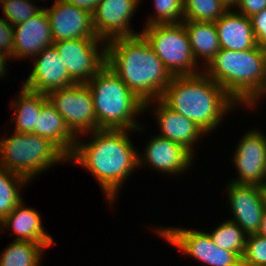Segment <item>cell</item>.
<instances>
[{
    "mask_svg": "<svg viewBox=\"0 0 266 266\" xmlns=\"http://www.w3.org/2000/svg\"><path fill=\"white\" fill-rule=\"evenodd\" d=\"M105 46L106 64L145 103L144 109L161 98L173 76L141 34L114 38Z\"/></svg>",
    "mask_w": 266,
    "mask_h": 266,
    "instance_id": "6da1fadb",
    "label": "cell"
},
{
    "mask_svg": "<svg viewBox=\"0 0 266 266\" xmlns=\"http://www.w3.org/2000/svg\"><path fill=\"white\" fill-rule=\"evenodd\" d=\"M127 131V132H126ZM92 140L79 142L68 158L83 165L96 178L109 202L115 201L123 181L138 168L137 149L128 137V130L100 129L92 131Z\"/></svg>",
    "mask_w": 266,
    "mask_h": 266,
    "instance_id": "7a4b0ae2",
    "label": "cell"
},
{
    "mask_svg": "<svg viewBox=\"0 0 266 266\" xmlns=\"http://www.w3.org/2000/svg\"><path fill=\"white\" fill-rule=\"evenodd\" d=\"M160 100L173 111L192 120L202 131L215 130L237 102L204 72L173 76Z\"/></svg>",
    "mask_w": 266,
    "mask_h": 266,
    "instance_id": "3957f363",
    "label": "cell"
},
{
    "mask_svg": "<svg viewBox=\"0 0 266 266\" xmlns=\"http://www.w3.org/2000/svg\"><path fill=\"white\" fill-rule=\"evenodd\" d=\"M205 69V70H204ZM203 69L236 102L247 104L261 89L266 73L263 47L248 50L220 49Z\"/></svg>",
    "mask_w": 266,
    "mask_h": 266,
    "instance_id": "277c9868",
    "label": "cell"
},
{
    "mask_svg": "<svg viewBox=\"0 0 266 266\" xmlns=\"http://www.w3.org/2000/svg\"><path fill=\"white\" fill-rule=\"evenodd\" d=\"M86 85L93 97L97 130H142L134 118L144 112L145 103L107 64Z\"/></svg>",
    "mask_w": 266,
    "mask_h": 266,
    "instance_id": "5b68a950",
    "label": "cell"
},
{
    "mask_svg": "<svg viewBox=\"0 0 266 266\" xmlns=\"http://www.w3.org/2000/svg\"><path fill=\"white\" fill-rule=\"evenodd\" d=\"M67 159L54 143L34 133L14 130L13 136L0 139V167L13 171L28 181L50 166Z\"/></svg>",
    "mask_w": 266,
    "mask_h": 266,
    "instance_id": "8992f818",
    "label": "cell"
},
{
    "mask_svg": "<svg viewBox=\"0 0 266 266\" xmlns=\"http://www.w3.org/2000/svg\"><path fill=\"white\" fill-rule=\"evenodd\" d=\"M140 34L172 76L200 73L183 23L146 25Z\"/></svg>",
    "mask_w": 266,
    "mask_h": 266,
    "instance_id": "52a82bcc",
    "label": "cell"
},
{
    "mask_svg": "<svg viewBox=\"0 0 266 266\" xmlns=\"http://www.w3.org/2000/svg\"><path fill=\"white\" fill-rule=\"evenodd\" d=\"M56 111L63 116L70 131L76 134H88L97 131V120L94 111L91 90L86 83H76L61 88L47 95Z\"/></svg>",
    "mask_w": 266,
    "mask_h": 266,
    "instance_id": "ba28073f",
    "label": "cell"
},
{
    "mask_svg": "<svg viewBox=\"0 0 266 266\" xmlns=\"http://www.w3.org/2000/svg\"><path fill=\"white\" fill-rule=\"evenodd\" d=\"M99 42L100 44L104 42L102 45H106V42L100 38H78L53 42L69 76L76 83L90 81L106 64V46L102 47V51L98 50Z\"/></svg>",
    "mask_w": 266,
    "mask_h": 266,
    "instance_id": "9c48e42d",
    "label": "cell"
},
{
    "mask_svg": "<svg viewBox=\"0 0 266 266\" xmlns=\"http://www.w3.org/2000/svg\"><path fill=\"white\" fill-rule=\"evenodd\" d=\"M158 234L183 253L209 266H241V258L234 252L216 246L208 233L185 228L157 229Z\"/></svg>",
    "mask_w": 266,
    "mask_h": 266,
    "instance_id": "30bf717a",
    "label": "cell"
},
{
    "mask_svg": "<svg viewBox=\"0 0 266 266\" xmlns=\"http://www.w3.org/2000/svg\"><path fill=\"white\" fill-rule=\"evenodd\" d=\"M235 151L233 161L239 177L231 182L265 184L266 136L259 130H250L242 137Z\"/></svg>",
    "mask_w": 266,
    "mask_h": 266,
    "instance_id": "8fae6325",
    "label": "cell"
},
{
    "mask_svg": "<svg viewBox=\"0 0 266 266\" xmlns=\"http://www.w3.org/2000/svg\"><path fill=\"white\" fill-rule=\"evenodd\" d=\"M49 17L54 42L78 38H98L92 13L64 0H55L51 8H45Z\"/></svg>",
    "mask_w": 266,
    "mask_h": 266,
    "instance_id": "7c38bea8",
    "label": "cell"
},
{
    "mask_svg": "<svg viewBox=\"0 0 266 266\" xmlns=\"http://www.w3.org/2000/svg\"><path fill=\"white\" fill-rule=\"evenodd\" d=\"M33 59L35 61L32 72L23 83L25 89L48 95L52 91L76 84L69 76L54 45L44 48Z\"/></svg>",
    "mask_w": 266,
    "mask_h": 266,
    "instance_id": "4fadbf2b",
    "label": "cell"
},
{
    "mask_svg": "<svg viewBox=\"0 0 266 266\" xmlns=\"http://www.w3.org/2000/svg\"><path fill=\"white\" fill-rule=\"evenodd\" d=\"M139 2L140 0H101L92 14L97 37L107 42L118 37L140 34L129 28V21Z\"/></svg>",
    "mask_w": 266,
    "mask_h": 266,
    "instance_id": "5bb4252c",
    "label": "cell"
},
{
    "mask_svg": "<svg viewBox=\"0 0 266 266\" xmlns=\"http://www.w3.org/2000/svg\"><path fill=\"white\" fill-rule=\"evenodd\" d=\"M233 218L247 234L257 233L265 212L259 185L229 183L227 187Z\"/></svg>",
    "mask_w": 266,
    "mask_h": 266,
    "instance_id": "9a60e30c",
    "label": "cell"
},
{
    "mask_svg": "<svg viewBox=\"0 0 266 266\" xmlns=\"http://www.w3.org/2000/svg\"><path fill=\"white\" fill-rule=\"evenodd\" d=\"M153 137L148 142L149 144L147 143L145 153H143L144 157L142 158L138 154L139 167L141 164L149 163V166L151 165L153 169L155 167L157 171L178 174L184 172L191 165L194 155L183 145L159 135Z\"/></svg>",
    "mask_w": 266,
    "mask_h": 266,
    "instance_id": "2e32d148",
    "label": "cell"
},
{
    "mask_svg": "<svg viewBox=\"0 0 266 266\" xmlns=\"http://www.w3.org/2000/svg\"><path fill=\"white\" fill-rule=\"evenodd\" d=\"M53 42L49 17L42 8L27 21L14 26V59L35 58Z\"/></svg>",
    "mask_w": 266,
    "mask_h": 266,
    "instance_id": "e0dca14e",
    "label": "cell"
},
{
    "mask_svg": "<svg viewBox=\"0 0 266 266\" xmlns=\"http://www.w3.org/2000/svg\"><path fill=\"white\" fill-rule=\"evenodd\" d=\"M215 25L221 49L241 51L257 46L249 17L229 9L215 22Z\"/></svg>",
    "mask_w": 266,
    "mask_h": 266,
    "instance_id": "ac0fdd59",
    "label": "cell"
},
{
    "mask_svg": "<svg viewBox=\"0 0 266 266\" xmlns=\"http://www.w3.org/2000/svg\"><path fill=\"white\" fill-rule=\"evenodd\" d=\"M156 101L157 110L155 112L161 131L159 136L183 145L194 154V149H192L195 144L194 142L200 139L199 137L205 132L202 131L192 120L173 111L160 99H157Z\"/></svg>",
    "mask_w": 266,
    "mask_h": 266,
    "instance_id": "d6986e66",
    "label": "cell"
},
{
    "mask_svg": "<svg viewBox=\"0 0 266 266\" xmlns=\"http://www.w3.org/2000/svg\"><path fill=\"white\" fill-rule=\"evenodd\" d=\"M31 133L50 140L68 158L76 146L77 136L70 131L63 116L56 111L48 99L41 105L37 126Z\"/></svg>",
    "mask_w": 266,
    "mask_h": 266,
    "instance_id": "ffe728a7",
    "label": "cell"
},
{
    "mask_svg": "<svg viewBox=\"0 0 266 266\" xmlns=\"http://www.w3.org/2000/svg\"><path fill=\"white\" fill-rule=\"evenodd\" d=\"M23 200L9 213L1 223V227H10L17 234L15 240L42 243L47 247L52 246V237L44 231L41 217L36 210L26 208Z\"/></svg>",
    "mask_w": 266,
    "mask_h": 266,
    "instance_id": "44dd1931",
    "label": "cell"
},
{
    "mask_svg": "<svg viewBox=\"0 0 266 266\" xmlns=\"http://www.w3.org/2000/svg\"><path fill=\"white\" fill-rule=\"evenodd\" d=\"M182 23L186 28L195 61L202 57L204 64L208 65L221 49L215 23L200 21Z\"/></svg>",
    "mask_w": 266,
    "mask_h": 266,
    "instance_id": "7402d4cb",
    "label": "cell"
},
{
    "mask_svg": "<svg viewBox=\"0 0 266 266\" xmlns=\"http://www.w3.org/2000/svg\"><path fill=\"white\" fill-rule=\"evenodd\" d=\"M18 100L12 102L14 115L15 131L31 133L37 126L38 115L41 111V105L48 99L47 95L39 92H33L22 87Z\"/></svg>",
    "mask_w": 266,
    "mask_h": 266,
    "instance_id": "603a6c76",
    "label": "cell"
},
{
    "mask_svg": "<svg viewBox=\"0 0 266 266\" xmlns=\"http://www.w3.org/2000/svg\"><path fill=\"white\" fill-rule=\"evenodd\" d=\"M42 243L14 240L0 256V266H41Z\"/></svg>",
    "mask_w": 266,
    "mask_h": 266,
    "instance_id": "cb8c5ba5",
    "label": "cell"
},
{
    "mask_svg": "<svg viewBox=\"0 0 266 266\" xmlns=\"http://www.w3.org/2000/svg\"><path fill=\"white\" fill-rule=\"evenodd\" d=\"M28 180L13 171L0 167V220L2 221L23 200L21 187Z\"/></svg>",
    "mask_w": 266,
    "mask_h": 266,
    "instance_id": "d4e9b609",
    "label": "cell"
},
{
    "mask_svg": "<svg viewBox=\"0 0 266 266\" xmlns=\"http://www.w3.org/2000/svg\"><path fill=\"white\" fill-rule=\"evenodd\" d=\"M208 234L216 246L234 252L242 258L248 235L237 223L226 220Z\"/></svg>",
    "mask_w": 266,
    "mask_h": 266,
    "instance_id": "484cf974",
    "label": "cell"
},
{
    "mask_svg": "<svg viewBox=\"0 0 266 266\" xmlns=\"http://www.w3.org/2000/svg\"><path fill=\"white\" fill-rule=\"evenodd\" d=\"M227 10L219 0H184V21L215 23Z\"/></svg>",
    "mask_w": 266,
    "mask_h": 266,
    "instance_id": "4316f807",
    "label": "cell"
},
{
    "mask_svg": "<svg viewBox=\"0 0 266 266\" xmlns=\"http://www.w3.org/2000/svg\"><path fill=\"white\" fill-rule=\"evenodd\" d=\"M154 3L156 12L154 15L156 16H150L146 25L182 23L184 21V0H154Z\"/></svg>",
    "mask_w": 266,
    "mask_h": 266,
    "instance_id": "83f0119b",
    "label": "cell"
},
{
    "mask_svg": "<svg viewBox=\"0 0 266 266\" xmlns=\"http://www.w3.org/2000/svg\"><path fill=\"white\" fill-rule=\"evenodd\" d=\"M33 0H9L1 4L5 19L14 27L27 21L42 8L34 6Z\"/></svg>",
    "mask_w": 266,
    "mask_h": 266,
    "instance_id": "f1b7e54d",
    "label": "cell"
},
{
    "mask_svg": "<svg viewBox=\"0 0 266 266\" xmlns=\"http://www.w3.org/2000/svg\"><path fill=\"white\" fill-rule=\"evenodd\" d=\"M241 266H266V238L257 233L249 234L241 258Z\"/></svg>",
    "mask_w": 266,
    "mask_h": 266,
    "instance_id": "f546056e",
    "label": "cell"
},
{
    "mask_svg": "<svg viewBox=\"0 0 266 266\" xmlns=\"http://www.w3.org/2000/svg\"><path fill=\"white\" fill-rule=\"evenodd\" d=\"M0 50L14 59V27L3 17L0 18Z\"/></svg>",
    "mask_w": 266,
    "mask_h": 266,
    "instance_id": "4dcf8cb0",
    "label": "cell"
},
{
    "mask_svg": "<svg viewBox=\"0 0 266 266\" xmlns=\"http://www.w3.org/2000/svg\"><path fill=\"white\" fill-rule=\"evenodd\" d=\"M257 45L266 44V8L250 17Z\"/></svg>",
    "mask_w": 266,
    "mask_h": 266,
    "instance_id": "1f68e13d",
    "label": "cell"
},
{
    "mask_svg": "<svg viewBox=\"0 0 266 266\" xmlns=\"http://www.w3.org/2000/svg\"><path fill=\"white\" fill-rule=\"evenodd\" d=\"M235 6L240 9L237 12L250 18L266 8V0H237Z\"/></svg>",
    "mask_w": 266,
    "mask_h": 266,
    "instance_id": "d6a6232c",
    "label": "cell"
},
{
    "mask_svg": "<svg viewBox=\"0 0 266 266\" xmlns=\"http://www.w3.org/2000/svg\"><path fill=\"white\" fill-rule=\"evenodd\" d=\"M78 8L85 9L93 14L101 0H64Z\"/></svg>",
    "mask_w": 266,
    "mask_h": 266,
    "instance_id": "836d02e7",
    "label": "cell"
},
{
    "mask_svg": "<svg viewBox=\"0 0 266 266\" xmlns=\"http://www.w3.org/2000/svg\"><path fill=\"white\" fill-rule=\"evenodd\" d=\"M266 94V73H265V80L264 83L261 87V89L257 92V94L246 104V106L248 105L249 107L253 105L256 106V104L258 103L257 99H259L261 96H265Z\"/></svg>",
    "mask_w": 266,
    "mask_h": 266,
    "instance_id": "e575fe53",
    "label": "cell"
},
{
    "mask_svg": "<svg viewBox=\"0 0 266 266\" xmlns=\"http://www.w3.org/2000/svg\"><path fill=\"white\" fill-rule=\"evenodd\" d=\"M10 57L0 50V77H3L6 73V61Z\"/></svg>",
    "mask_w": 266,
    "mask_h": 266,
    "instance_id": "d590c367",
    "label": "cell"
},
{
    "mask_svg": "<svg viewBox=\"0 0 266 266\" xmlns=\"http://www.w3.org/2000/svg\"><path fill=\"white\" fill-rule=\"evenodd\" d=\"M257 234L266 238V211L263 213L262 221H261L260 228Z\"/></svg>",
    "mask_w": 266,
    "mask_h": 266,
    "instance_id": "8d00e7d4",
    "label": "cell"
},
{
    "mask_svg": "<svg viewBox=\"0 0 266 266\" xmlns=\"http://www.w3.org/2000/svg\"><path fill=\"white\" fill-rule=\"evenodd\" d=\"M264 210L266 211V183L259 186Z\"/></svg>",
    "mask_w": 266,
    "mask_h": 266,
    "instance_id": "74e56055",
    "label": "cell"
},
{
    "mask_svg": "<svg viewBox=\"0 0 266 266\" xmlns=\"http://www.w3.org/2000/svg\"><path fill=\"white\" fill-rule=\"evenodd\" d=\"M226 8L230 9L231 6L235 7L237 0H219Z\"/></svg>",
    "mask_w": 266,
    "mask_h": 266,
    "instance_id": "f35d334b",
    "label": "cell"
},
{
    "mask_svg": "<svg viewBox=\"0 0 266 266\" xmlns=\"http://www.w3.org/2000/svg\"><path fill=\"white\" fill-rule=\"evenodd\" d=\"M265 57H266V44L263 46Z\"/></svg>",
    "mask_w": 266,
    "mask_h": 266,
    "instance_id": "ab89813d",
    "label": "cell"
},
{
    "mask_svg": "<svg viewBox=\"0 0 266 266\" xmlns=\"http://www.w3.org/2000/svg\"><path fill=\"white\" fill-rule=\"evenodd\" d=\"M6 1H9V0H0V5H1L3 2H6Z\"/></svg>",
    "mask_w": 266,
    "mask_h": 266,
    "instance_id": "60d3db41",
    "label": "cell"
}]
</instances>
